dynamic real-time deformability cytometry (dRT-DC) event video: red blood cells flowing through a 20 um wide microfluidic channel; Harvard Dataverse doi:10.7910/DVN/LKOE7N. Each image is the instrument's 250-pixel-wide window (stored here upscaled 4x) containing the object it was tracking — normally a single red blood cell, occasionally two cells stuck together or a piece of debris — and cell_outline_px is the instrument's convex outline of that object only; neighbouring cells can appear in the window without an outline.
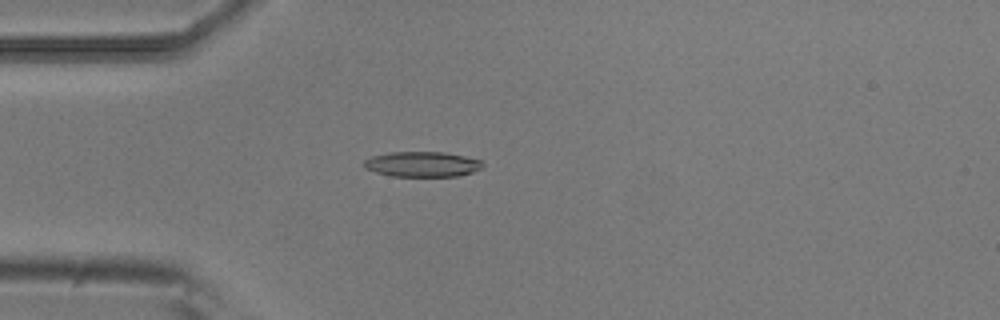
{"species": "common noctule bat (a hibernating species)", "species_latin": "Nyctalus noctula", "temperature_condition": "room temperature", "stored_images_in_passage": 5, "camera_frame_rate_fps": 3000, "um_per_image_px": 0.085, "animal": {"sex": "male", "body_mass_g": 20.5, "forearm_length_mm": 52.5}, "frame": {"image": 1, "passage_image": 5, "time_ms": 1.333, "image_size_px": [1000, 320], "cell_outline_px": [[484, 164], [480, 168], [472, 172], [460, 176], [392, 176], [376, 172], [364, 168], [364, 160], [372, 156], [388, 152], [444, 152], [464, 156], [480, 160]], "centroid_in_image_um": [35.87, 13.95], "position_along_channel_um": 49.1, "area_um2": 17.4}}